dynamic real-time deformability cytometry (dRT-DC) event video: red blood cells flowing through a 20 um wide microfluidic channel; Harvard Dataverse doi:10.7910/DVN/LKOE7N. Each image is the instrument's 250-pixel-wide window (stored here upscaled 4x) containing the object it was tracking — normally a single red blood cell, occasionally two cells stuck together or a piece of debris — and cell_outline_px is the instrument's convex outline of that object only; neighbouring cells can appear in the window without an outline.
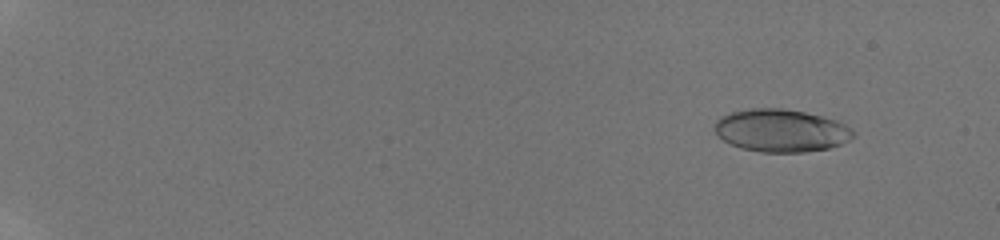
{"species": "human", "species_latin": "Homo sapiens", "temperature_condition": "room temperature", "stored_images_in_passage": 50, "camera_frame_rate_fps": 3000, "um_per_image_px": 0.085, "donor": {"sex": "male"}, "frame": {"image": 1, "passage_image": 5, "time_ms": 1.667, "image_size_px": [1000, 240], "cell_outline_px": [[856, 136], [840, 144], [828, 148], [804, 152], [760, 152], [740, 148], [724, 140], [712, 128], [716, 120], [720, 116], [732, 112], [748, 108], [784, 108], [804, 112], [836, 120], [852, 128], [856, 132]], "centroid_in_image_um": [66.38, 11.09], "position_along_channel_um": 18.6, "area_um2": 34.62}}
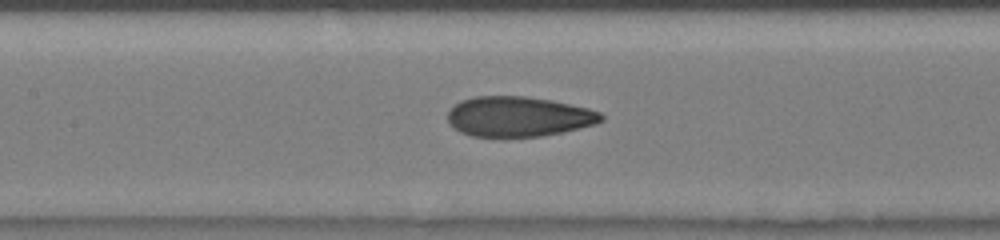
{"frame": {"image": 2, "passage_image": 28, "time_ms": 9.667, "image_size_px": [1000, 240], "cell_outline_px": [[604, 120], [596, 124], [564, 132], [540, 136], [472, 136], [460, 132], [452, 128], [448, 124], [448, 112], [460, 100], [476, 96], [524, 96], [552, 100], [588, 108], [600, 112], [604, 116]], "centroid_in_image_um": [44.08, 9.91], "position_along_channel_um": 163.3, "area_um2": 35.95}}
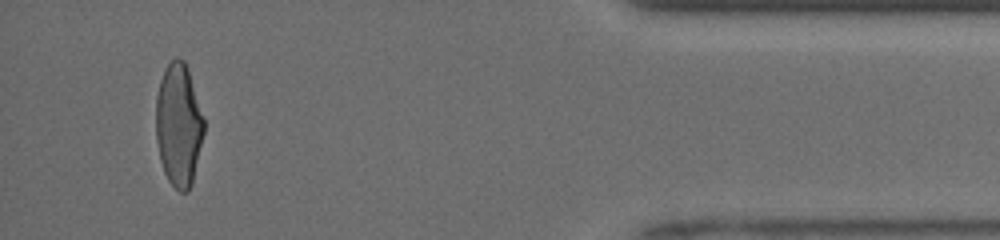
{"frame": {"image": 3, "passage_image": 49, "time_ms": 17.0, "image_size_px": [1000, 240], "cell_outline_px": [[204, 132], [192, 184], [188, 192], [180, 192], [168, 180], [164, 172], [160, 160], [156, 140], [156, 96], [160, 80], [164, 68], [176, 56], [180, 56], [184, 60], [188, 68], [204, 120]], "centroid_in_image_um": [15.17, 10.6], "position_along_channel_um": 420.0, "area_um2": 34.51}, "authors_computed_cell_mechanics": {"area_um2": 35.1135, "velocity_mm_per_s": 4.1137, "shape_relaxation_time_tau1_ms": 6.0948, "shape_relaxation_time_tau2_ms": 0.965, "deformation_change_tau1": 0.2188, "deformation_change_tau2": 0.0743}}